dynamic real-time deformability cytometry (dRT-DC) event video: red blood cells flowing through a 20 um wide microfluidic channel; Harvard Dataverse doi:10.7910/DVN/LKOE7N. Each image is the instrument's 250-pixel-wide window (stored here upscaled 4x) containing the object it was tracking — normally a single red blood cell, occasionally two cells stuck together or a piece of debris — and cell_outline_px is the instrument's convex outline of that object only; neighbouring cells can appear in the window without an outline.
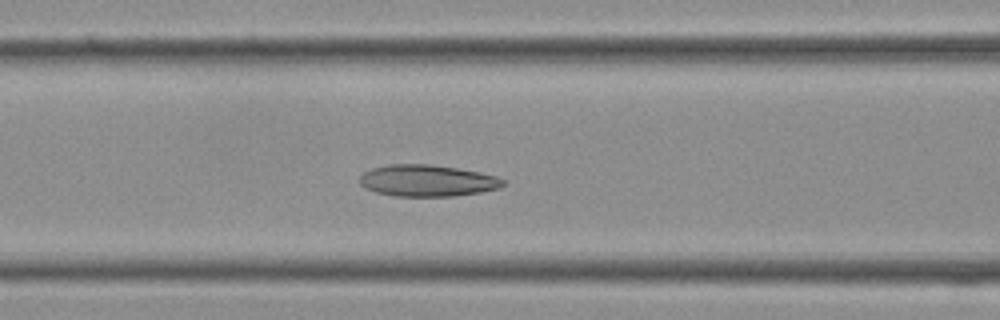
{"species": "Egyptian fruit bat (a non-hibernating species)", "species_latin": "Rousettus aegyptiacus", "temperature_condition": "cold", "stored_images_in_passage": 38, "camera_frame_rate_fps": 3000, "um_per_image_px": 0.085, "frame": {"image": 1, "passage_image": 15, "time_ms": 4.667, "image_size_px": [1000, 320], "cell_outline_px": [[504, 184], [500, 188], [480, 192], [452, 196], [396, 196], [376, 192], [364, 188], [360, 184], [360, 176], [364, 172], [372, 168], [388, 164], [432, 164], [456, 168], [496, 176], [504, 180]], "centroid_in_image_um": [36.28, 15.35], "position_along_channel_um": 130.3, "area_um2": 26.3}}
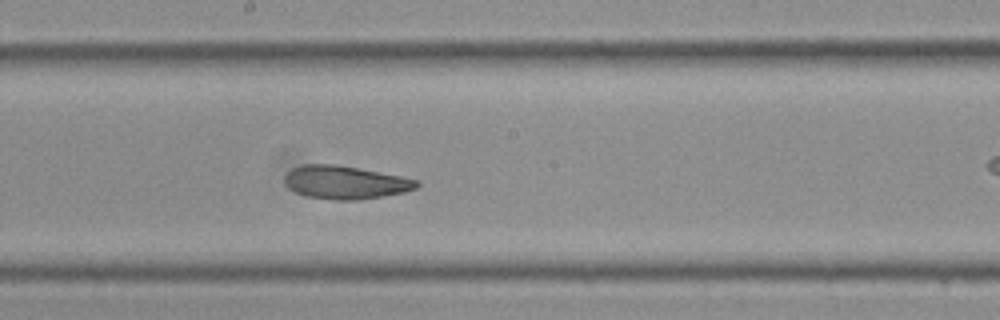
{"frame": {"image": 2, "passage_image": 20, "time_ms": 6.333, "image_size_px": [1000, 320], "cell_outline_px": [[420, 184], [416, 188], [404, 192], [384, 196], [360, 200], [332, 200], [308, 196], [296, 192], [288, 188], [284, 184], [284, 176], [292, 168], [304, 164], [336, 164], [400, 176], [420, 180]], "centroid_in_image_um": [29.34, 15.5], "position_along_channel_um": 218.9, "area_um2": 25.61}}
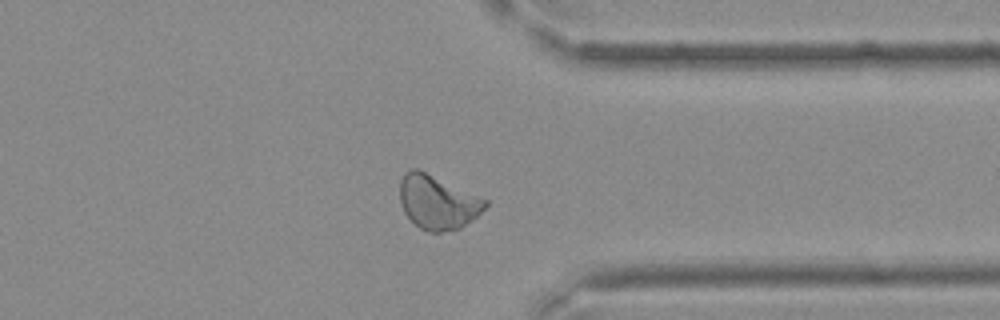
{"frame": {"image": 3, "passage_image": 29, "time_ms": 9.333, "image_size_px": [1000, 320], "cell_outline_px": [[488, 204], [476, 216], [460, 228], [440, 232], [432, 232], [420, 228], [404, 212], [400, 200], [400, 180], [404, 172], [412, 168], [420, 168], [488, 200]], "centroid_in_image_um": [37.18, 17.14], "position_along_channel_um": 374.2, "area_um2": 26.82}}